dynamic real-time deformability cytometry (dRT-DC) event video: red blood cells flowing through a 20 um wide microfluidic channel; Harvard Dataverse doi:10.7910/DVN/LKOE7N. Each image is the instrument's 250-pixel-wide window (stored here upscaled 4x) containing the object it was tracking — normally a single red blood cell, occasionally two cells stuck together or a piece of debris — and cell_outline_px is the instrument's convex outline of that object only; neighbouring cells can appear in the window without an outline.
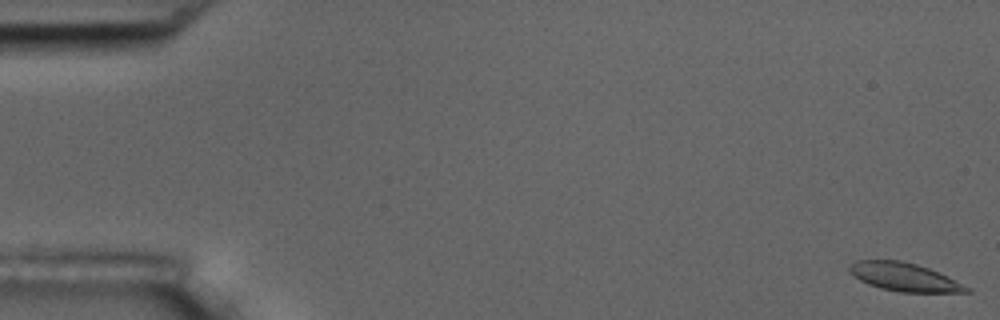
{"species": "common noctule bat (a hibernating species)", "species_latin": "Nyctalus noctula", "temperature_condition": "room temperature", "stored_images_in_passage": 56, "camera_frame_rate_fps": 3000, "um_per_image_px": 0.085, "animal": {"sex": "male", "body_mass_g": 17.5, "forearm_length_mm": 52.3}, "frame": {"image": 1, "passage_image": 1, "time_ms": 0.0, "image_size_px": [1000, 320], "cell_outline_px": [[972, 292], [900, 292], [880, 288], [868, 284], [860, 280], [848, 268], [856, 260], [900, 260], [916, 264], [928, 268], [972, 288]], "centroid_in_image_um": [76.88, 23.55], "position_along_channel_um": 8.1, "area_um2": 19.02}}
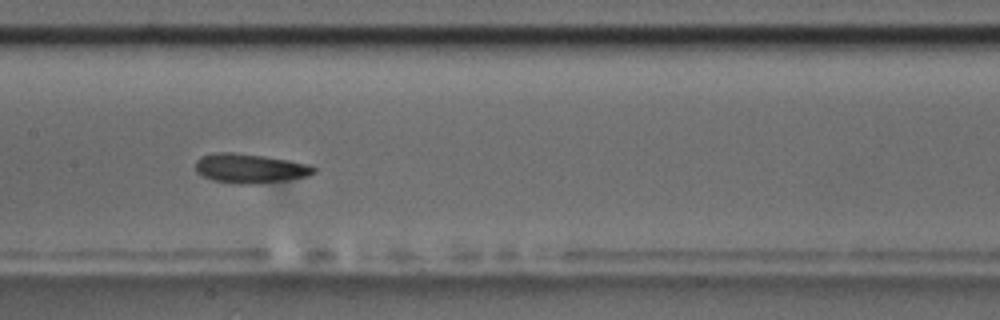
{"frame": {"image": 2, "passage_image": 28, "time_ms": 9.0, "image_size_px": [1000, 320], "cell_outline_px": [[316, 172], [308, 176], [284, 180], [256, 184], [236, 184], [212, 180], [196, 172], [196, 160], [200, 156], [216, 152], [232, 152], [264, 156], [312, 164], [316, 168]], "centroid_in_image_um": [21.25, 14.31], "position_along_channel_um": 186.1, "area_um2": 20.4}}
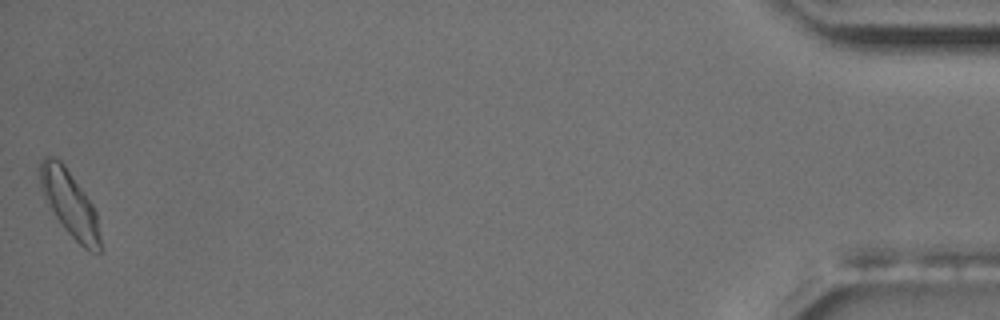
{"frame": {"image": 3, "passage_image": 56, "time_ms": 18.333, "image_size_px": [1000, 320], "cell_outline_px": [[100, 252], [92, 252], [84, 248], [64, 228], [56, 216], [44, 196], [40, 188], [40, 164], [44, 156], [52, 156], [60, 160], [64, 164], [84, 192], [92, 204], [96, 212], [100, 236]], "centroid_in_image_um": [5.93, 17.28], "position_along_channel_um": 429.3, "area_um2": 22.54}, "authors_computed_cell_mechanics": {"area_um2": 19.7676, "velocity_mm_per_s": 3.6043, "shape_relaxation_time_tau1_ms": 7.1694, "shape_relaxation_time_tau2_ms": 5.5483, "deformation_change_tau1": 0.1947, "deformation_change_tau2": 0.1178}}